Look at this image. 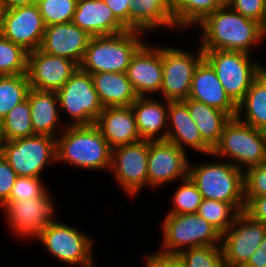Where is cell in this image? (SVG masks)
<instances>
[{
	"label": "cell",
	"instance_id": "11",
	"mask_svg": "<svg viewBox=\"0 0 266 267\" xmlns=\"http://www.w3.org/2000/svg\"><path fill=\"white\" fill-rule=\"evenodd\" d=\"M266 224L251 219L243 211L230 228L221 234V249L226 267H243L261 245Z\"/></svg>",
	"mask_w": 266,
	"mask_h": 267
},
{
	"label": "cell",
	"instance_id": "41",
	"mask_svg": "<svg viewBox=\"0 0 266 267\" xmlns=\"http://www.w3.org/2000/svg\"><path fill=\"white\" fill-rule=\"evenodd\" d=\"M18 175L0 153V206L8 199Z\"/></svg>",
	"mask_w": 266,
	"mask_h": 267
},
{
	"label": "cell",
	"instance_id": "29",
	"mask_svg": "<svg viewBox=\"0 0 266 267\" xmlns=\"http://www.w3.org/2000/svg\"><path fill=\"white\" fill-rule=\"evenodd\" d=\"M244 110V120L241 118ZM236 117L255 129L266 130V67L253 80L244 99L238 104Z\"/></svg>",
	"mask_w": 266,
	"mask_h": 267
},
{
	"label": "cell",
	"instance_id": "18",
	"mask_svg": "<svg viewBox=\"0 0 266 267\" xmlns=\"http://www.w3.org/2000/svg\"><path fill=\"white\" fill-rule=\"evenodd\" d=\"M126 73L138 97L160 93L163 79L162 48L144 43L133 55Z\"/></svg>",
	"mask_w": 266,
	"mask_h": 267
},
{
	"label": "cell",
	"instance_id": "31",
	"mask_svg": "<svg viewBox=\"0 0 266 267\" xmlns=\"http://www.w3.org/2000/svg\"><path fill=\"white\" fill-rule=\"evenodd\" d=\"M0 124L3 141H14L36 135L30 118L28 99L11 109Z\"/></svg>",
	"mask_w": 266,
	"mask_h": 267
},
{
	"label": "cell",
	"instance_id": "25",
	"mask_svg": "<svg viewBox=\"0 0 266 267\" xmlns=\"http://www.w3.org/2000/svg\"><path fill=\"white\" fill-rule=\"evenodd\" d=\"M30 118L35 134L57 137L59 126V99L57 92L44 91L30 87L27 95Z\"/></svg>",
	"mask_w": 266,
	"mask_h": 267
},
{
	"label": "cell",
	"instance_id": "17",
	"mask_svg": "<svg viewBox=\"0 0 266 267\" xmlns=\"http://www.w3.org/2000/svg\"><path fill=\"white\" fill-rule=\"evenodd\" d=\"M78 68L75 61L40 48L28 53L27 75L30 87L35 89L58 92Z\"/></svg>",
	"mask_w": 266,
	"mask_h": 267
},
{
	"label": "cell",
	"instance_id": "1",
	"mask_svg": "<svg viewBox=\"0 0 266 267\" xmlns=\"http://www.w3.org/2000/svg\"><path fill=\"white\" fill-rule=\"evenodd\" d=\"M198 26L202 27V50L250 54L251 48L264 39L258 21L244 17L227 4L206 16Z\"/></svg>",
	"mask_w": 266,
	"mask_h": 267
},
{
	"label": "cell",
	"instance_id": "33",
	"mask_svg": "<svg viewBox=\"0 0 266 267\" xmlns=\"http://www.w3.org/2000/svg\"><path fill=\"white\" fill-rule=\"evenodd\" d=\"M240 212L231 204L218 200L203 199L197 214L213 225L221 234L234 223Z\"/></svg>",
	"mask_w": 266,
	"mask_h": 267
},
{
	"label": "cell",
	"instance_id": "28",
	"mask_svg": "<svg viewBox=\"0 0 266 267\" xmlns=\"http://www.w3.org/2000/svg\"><path fill=\"white\" fill-rule=\"evenodd\" d=\"M183 101L200 130L203 141L213 150L220 140L225 125L232 117L224 111L193 99L187 98Z\"/></svg>",
	"mask_w": 266,
	"mask_h": 267
},
{
	"label": "cell",
	"instance_id": "8",
	"mask_svg": "<svg viewBox=\"0 0 266 267\" xmlns=\"http://www.w3.org/2000/svg\"><path fill=\"white\" fill-rule=\"evenodd\" d=\"M1 154L18 176L40 178L45 166L57 161L56 138L36 134L3 141Z\"/></svg>",
	"mask_w": 266,
	"mask_h": 267
},
{
	"label": "cell",
	"instance_id": "40",
	"mask_svg": "<svg viewBox=\"0 0 266 267\" xmlns=\"http://www.w3.org/2000/svg\"><path fill=\"white\" fill-rule=\"evenodd\" d=\"M226 4L244 17L260 22L265 0H228Z\"/></svg>",
	"mask_w": 266,
	"mask_h": 267
},
{
	"label": "cell",
	"instance_id": "10",
	"mask_svg": "<svg viewBox=\"0 0 266 267\" xmlns=\"http://www.w3.org/2000/svg\"><path fill=\"white\" fill-rule=\"evenodd\" d=\"M37 238L50 255L62 262L93 267L92 240L80 230L53 220Z\"/></svg>",
	"mask_w": 266,
	"mask_h": 267
},
{
	"label": "cell",
	"instance_id": "47",
	"mask_svg": "<svg viewBox=\"0 0 266 267\" xmlns=\"http://www.w3.org/2000/svg\"><path fill=\"white\" fill-rule=\"evenodd\" d=\"M259 24H260L261 34L264 38V36L266 35V0H265L264 10H263V15H262V18Z\"/></svg>",
	"mask_w": 266,
	"mask_h": 267
},
{
	"label": "cell",
	"instance_id": "16",
	"mask_svg": "<svg viewBox=\"0 0 266 267\" xmlns=\"http://www.w3.org/2000/svg\"><path fill=\"white\" fill-rule=\"evenodd\" d=\"M186 151L168 141H150L147 173L152 188L188 177L189 162Z\"/></svg>",
	"mask_w": 266,
	"mask_h": 267
},
{
	"label": "cell",
	"instance_id": "12",
	"mask_svg": "<svg viewBox=\"0 0 266 267\" xmlns=\"http://www.w3.org/2000/svg\"><path fill=\"white\" fill-rule=\"evenodd\" d=\"M204 58L203 50L197 54L172 47H162L163 79L160 93L163 100L179 101L188 98L194 71Z\"/></svg>",
	"mask_w": 266,
	"mask_h": 267
},
{
	"label": "cell",
	"instance_id": "27",
	"mask_svg": "<svg viewBox=\"0 0 266 267\" xmlns=\"http://www.w3.org/2000/svg\"><path fill=\"white\" fill-rule=\"evenodd\" d=\"M91 76L103 107L131 106L138 98L127 73L102 72Z\"/></svg>",
	"mask_w": 266,
	"mask_h": 267
},
{
	"label": "cell",
	"instance_id": "24",
	"mask_svg": "<svg viewBox=\"0 0 266 267\" xmlns=\"http://www.w3.org/2000/svg\"><path fill=\"white\" fill-rule=\"evenodd\" d=\"M168 106V100H164L163 104L151 96L138 97L131 104L136 118V127L142 140L166 141ZM158 134L159 137H155Z\"/></svg>",
	"mask_w": 266,
	"mask_h": 267
},
{
	"label": "cell",
	"instance_id": "23",
	"mask_svg": "<svg viewBox=\"0 0 266 267\" xmlns=\"http://www.w3.org/2000/svg\"><path fill=\"white\" fill-rule=\"evenodd\" d=\"M72 23L91 36L112 35L128 30L103 0H78Z\"/></svg>",
	"mask_w": 266,
	"mask_h": 267
},
{
	"label": "cell",
	"instance_id": "14",
	"mask_svg": "<svg viewBox=\"0 0 266 267\" xmlns=\"http://www.w3.org/2000/svg\"><path fill=\"white\" fill-rule=\"evenodd\" d=\"M54 203L46 191L41 197L5 202L1 207L11 231L22 238H37L54 219Z\"/></svg>",
	"mask_w": 266,
	"mask_h": 267
},
{
	"label": "cell",
	"instance_id": "6",
	"mask_svg": "<svg viewBox=\"0 0 266 267\" xmlns=\"http://www.w3.org/2000/svg\"><path fill=\"white\" fill-rule=\"evenodd\" d=\"M213 156L231 158V164L241 170L245 166L259 165L266 161V135L263 130L241 122L237 117L225 125Z\"/></svg>",
	"mask_w": 266,
	"mask_h": 267
},
{
	"label": "cell",
	"instance_id": "42",
	"mask_svg": "<svg viewBox=\"0 0 266 267\" xmlns=\"http://www.w3.org/2000/svg\"><path fill=\"white\" fill-rule=\"evenodd\" d=\"M243 212L251 219L266 224V195L250 198Z\"/></svg>",
	"mask_w": 266,
	"mask_h": 267
},
{
	"label": "cell",
	"instance_id": "3",
	"mask_svg": "<svg viewBox=\"0 0 266 267\" xmlns=\"http://www.w3.org/2000/svg\"><path fill=\"white\" fill-rule=\"evenodd\" d=\"M142 31L127 30L112 35L92 36L79 68L89 74L126 73L136 51L145 43Z\"/></svg>",
	"mask_w": 266,
	"mask_h": 267
},
{
	"label": "cell",
	"instance_id": "2",
	"mask_svg": "<svg viewBox=\"0 0 266 267\" xmlns=\"http://www.w3.org/2000/svg\"><path fill=\"white\" fill-rule=\"evenodd\" d=\"M61 128V136L56 138L58 162L90 170L111 168L112 148L95 124H64Z\"/></svg>",
	"mask_w": 266,
	"mask_h": 267
},
{
	"label": "cell",
	"instance_id": "46",
	"mask_svg": "<svg viewBox=\"0 0 266 267\" xmlns=\"http://www.w3.org/2000/svg\"><path fill=\"white\" fill-rule=\"evenodd\" d=\"M5 9L35 4L37 0H2Z\"/></svg>",
	"mask_w": 266,
	"mask_h": 267
},
{
	"label": "cell",
	"instance_id": "36",
	"mask_svg": "<svg viewBox=\"0 0 266 267\" xmlns=\"http://www.w3.org/2000/svg\"><path fill=\"white\" fill-rule=\"evenodd\" d=\"M78 0H37L45 26L72 22Z\"/></svg>",
	"mask_w": 266,
	"mask_h": 267
},
{
	"label": "cell",
	"instance_id": "48",
	"mask_svg": "<svg viewBox=\"0 0 266 267\" xmlns=\"http://www.w3.org/2000/svg\"><path fill=\"white\" fill-rule=\"evenodd\" d=\"M5 11H6V9L3 5V2H2V0H0V22H1L2 16L5 14Z\"/></svg>",
	"mask_w": 266,
	"mask_h": 267
},
{
	"label": "cell",
	"instance_id": "5",
	"mask_svg": "<svg viewBox=\"0 0 266 267\" xmlns=\"http://www.w3.org/2000/svg\"><path fill=\"white\" fill-rule=\"evenodd\" d=\"M188 176L203 199L231 203L239 212L244 210V171L230 162L189 165Z\"/></svg>",
	"mask_w": 266,
	"mask_h": 267
},
{
	"label": "cell",
	"instance_id": "37",
	"mask_svg": "<svg viewBox=\"0 0 266 267\" xmlns=\"http://www.w3.org/2000/svg\"><path fill=\"white\" fill-rule=\"evenodd\" d=\"M181 181L183 183L182 186L177 188L173 195L174 207L167 214L197 213L202 203V194L190 177L188 176Z\"/></svg>",
	"mask_w": 266,
	"mask_h": 267
},
{
	"label": "cell",
	"instance_id": "49",
	"mask_svg": "<svg viewBox=\"0 0 266 267\" xmlns=\"http://www.w3.org/2000/svg\"><path fill=\"white\" fill-rule=\"evenodd\" d=\"M259 248H260L261 250H264L265 253H266V234H265L264 239H263L261 245L259 246Z\"/></svg>",
	"mask_w": 266,
	"mask_h": 267
},
{
	"label": "cell",
	"instance_id": "44",
	"mask_svg": "<svg viewBox=\"0 0 266 267\" xmlns=\"http://www.w3.org/2000/svg\"><path fill=\"white\" fill-rule=\"evenodd\" d=\"M146 257V267H183L175 257H160L154 253Z\"/></svg>",
	"mask_w": 266,
	"mask_h": 267
},
{
	"label": "cell",
	"instance_id": "45",
	"mask_svg": "<svg viewBox=\"0 0 266 267\" xmlns=\"http://www.w3.org/2000/svg\"><path fill=\"white\" fill-rule=\"evenodd\" d=\"M243 267H266V253L258 248Z\"/></svg>",
	"mask_w": 266,
	"mask_h": 267
},
{
	"label": "cell",
	"instance_id": "4",
	"mask_svg": "<svg viewBox=\"0 0 266 267\" xmlns=\"http://www.w3.org/2000/svg\"><path fill=\"white\" fill-rule=\"evenodd\" d=\"M162 223L163 243L160 252L154 253L160 257H175L184 249L221 243V233L197 213L167 214Z\"/></svg>",
	"mask_w": 266,
	"mask_h": 267
},
{
	"label": "cell",
	"instance_id": "13",
	"mask_svg": "<svg viewBox=\"0 0 266 267\" xmlns=\"http://www.w3.org/2000/svg\"><path fill=\"white\" fill-rule=\"evenodd\" d=\"M149 140H140L112 149L111 168L116 182L131 197L148 185Z\"/></svg>",
	"mask_w": 266,
	"mask_h": 267
},
{
	"label": "cell",
	"instance_id": "32",
	"mask_svg": "<svg viewBox=\"0 0 266 267\" xmlns=\"http://www.w3.org/2000/svg\"><path fill=\"white\" fill-rule=\"evenodd\" d=\"M29 90L27 74L0 76V121L11 109L27 99Z\"/></svg>",
	"mask_w": 266,
	"mask_h": 267
},
{
	"label": "cell",
	"instance_id": "7",
	"mask_svg": "<svg viewBox=\"0 0 266 267\" xmlns=\"http://www.w3.org/2000/svg\"><path fill=\"white\" fill-rule=\"evenodd\" d=\"M203 53L226 93L237 105L265 68L258 61L252 62L249 53L226 50H203Z\"/></svg>",
	"mask_w": 266,
	"mask_h": 267
},
{
	"label": "cell",
	"instance_id": "20",
	"mask_svg": "<svg viewBox=\"0 0 266 267\" xmlns=\"http://www.w3.org/2000/svg\"><path fill=\"white\" fill-rule=\"evenodd\" d=\"M188 98L224 111L232 118L237 115L238 105L226 93L214 68L205 58L194 71Z\"/></svg>",
	"mask_w": 266,
	"mask_h": 267
},
{
	"label": "cell",
	"instance_id": "39",
	"mask_svg": "<svg viewBox=\"0 0 266 267\" xmlns=\"http://www.w3.org/2000/svg\"><path fill=\"white\" fill-rule=\"evenodd\" d=\"M266 195V161L244 171V201Z\"/></svg>",
	"mask_w": 266,
	"mask_h": 267
},
{
	"label": "cell",
	"instance_id": "15",
	"mask_svg": "<svg viewBox=\"0 0 266 267\" xmlns=\"http://www.w3.org/2000/svg\"><path fill=\"white\" fill-rule=\"evenodd\" d=\"M45 28L36 3L7 9L0 22V33L28 53L41 47Z\"/></svg>",
	"mask_w": 266,
	"mask_h": 267
},
{
	"label": "cell",
	"instance_id": "26",
	"mask_svg": "<svg viewBox=\"0 0 266 267\" xmlns=\"http://www.w3.org/2000/svg\"><path fill=\"white\" fill-rule=\"evenodd\" d=\"M159 27H176L171 0H133L129 11V30L151 32Z\"/></svg>",
	"mask_w": 266,
	"mask_h": 267
},
{
	"label": "cell",
	"instance_id": "35",
	"mask_svg": "<svg viewBox=\"0 0 266 267\" xmlns=\"http://www.w3.org/2000/svg\"><path fill=\"white\" fill-rule=\"evenodd\" d=\"M175 258L183 267H226L221 244L184 249Z\"/></svg>",
	"mask_w": 266,
	"mask_h": 267
},
{
	"label": "cell",
	"instance_id": "22",
	"mask_svg": "<svg viewBox=\"0 0 266 267\" xmlns=\"http://www.w3.org/2000/svg\"><path fill=\"white\" fill-rule=\"evenodd\" d=\"M167 124L169 126L166 141L176 144L183 151L188 146L198 152L212 154V149L203 141L200 130L183 100L169 101Z\"/></svg>",
	"mask_w": 266,
	"mask_h": 267
},
{
	"label": "cell",
	"instance_id": "34",
	"mask_svg": "<svg viewBox=\"0 0 266 267\" xmlns=\"http://www.w3.org/2000/svg\"><path fill=\"white\" fill-rule=\"evenodd\" d=\"M28 52L0 33V76L27 74Z\"/></svg>",
	"mask_w": 266,
	"mask_h": 267
},
{
	"label": "cell",
	"instance_id": "9",
	"mask_svg": "<svg viewBox=\"0 0 266 267\" xmlns=\"http://www.w3.org/2000/svg\"><path fill=\"white\" fill-rule=\"evenodd\" d=\"M59 106L69 115L66 126L92 125L103 111L91 74L78 68L57 92Z\"/></svg>",
	"mask_w": 266,
	"mask_h": 267
},
{
	"label": "cell",
	"instance_id": "21",
	"mask_svg": "<svg viewBox=\"0 0 266 267\" xmlns=\"http://www.w3.org/2000/svg\"><path fill=\"white\" fill-rule=\"evenodd\" d=\"M95 125L112 149L142 140L131 106L104 107Z\"/></svg>",
	"mask_w": 266,
	"mask_h": 267
},
{
	"label": "cell",
	"instance_id": "38",
	"mask_svg": "<svg viewBox=\"0 0 266 267\" xmlns=\"http://www.w3.org/2000/svg\"><path fill=\"white\" fill-rule=\"evenodd\" d=\"M42 181L41 178L18 176L6 202L41 197L47 191Z\"/></svg>",
	"mask_w": 266,
	"mask_h": 267
},
{
	"label": "cell",
	"instance_id": "43",
	"mask_svg": "<svg viewBox=\"0 0 266 267\" xmlns=\"http://www.w3.org/2000/svg\"><path fill=\"white\" fill-rule=\"evenodd\" d=\"M115 17L129 30V11L133 0H103Z\"/></svg>",
	"mask_w": 266,
	"mask_h": 267
},
{
	"label": "cell",
	"instance_id": "50",
	"mask_svg": "<svg viewBox=\"0 0 266 267\" xmlns=\"http://www.w3.org/2000/svg\"><path fill=\"white\" fill-rule=\"evenodd\" d=\"M3 145V139H2V134H1V124H0V153Z\"/></svg>",
	"mask_w": 266,
	"mask_h": 267
},
{
	"label": "cell",
	"instance_id": "19",
	"mask_svg": "<svg viewBox=\"0 0 266 267\" xmlns=\"http://www.w3.org/2000/svg\"><path fill=\"white\" fill-rule=\"evenodd\" d=\"M92 36L72 22L52 24L45 28L40 49L50 55L81 63Z\"/></svg>",
	"mask_w": 266,
	"mask_h": 267
},
{
	"label": "cell",
	"instance_id": "30",
	"mask_svg": "<svg viewBox=\"0 0 266 267\" xmlns=\"http://www.w3.org/2000/svg\"><path fill=\"white\" fill-rule=\"evenodd\" d=\"M226 3L223 0H171L175 26L192 27Z\"/></svg>",
	"mask_w": 266,
	"mask_h": 267
}]
</instances>
